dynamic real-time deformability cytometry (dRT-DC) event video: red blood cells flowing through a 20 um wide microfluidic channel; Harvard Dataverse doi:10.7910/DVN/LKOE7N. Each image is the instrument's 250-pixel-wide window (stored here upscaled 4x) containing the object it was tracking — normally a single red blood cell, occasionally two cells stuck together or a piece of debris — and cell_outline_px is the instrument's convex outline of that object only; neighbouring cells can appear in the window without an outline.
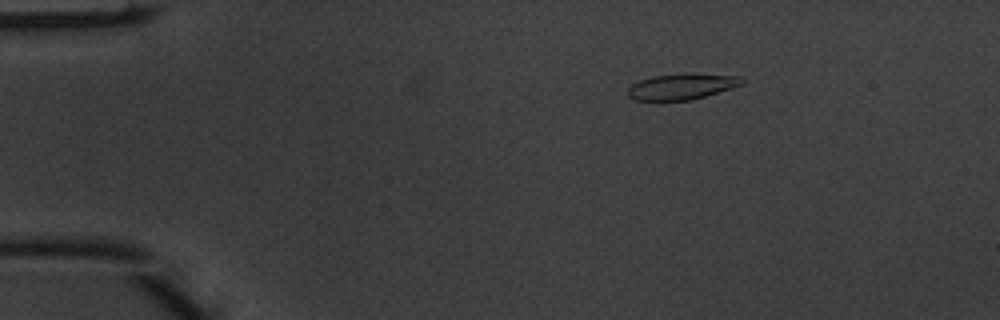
{"species": "common noctule bat (a hibernating species)", "species_latin": "Nyctalus noctula", "temperature_condition": "warm", "stored_images_in_passage": 2, "camera_frame_rate_fps": 3000, "um_per_image_px": 0.085, "animal": {"sex": "male", "body_mass_g": 20.1, "forearm_length_mm": 53.5}, "frame": {"image": 1, "passage_image": 1, "time_ms": 0.0, "image_size_px": [1000, 320], "cell_outline_px": [[744, 84], [732, 88], [692, 100], [636, 100], [628, 96], [628, 88], [632, 84], [640, 80], [652, 76], [680, 72], [692, 72], [740, 76], [744, 80]], "centroid_in_image_um": [57.99, 7.32], "position_along_channel_um": 27.0, "area_um2": 17.63}}